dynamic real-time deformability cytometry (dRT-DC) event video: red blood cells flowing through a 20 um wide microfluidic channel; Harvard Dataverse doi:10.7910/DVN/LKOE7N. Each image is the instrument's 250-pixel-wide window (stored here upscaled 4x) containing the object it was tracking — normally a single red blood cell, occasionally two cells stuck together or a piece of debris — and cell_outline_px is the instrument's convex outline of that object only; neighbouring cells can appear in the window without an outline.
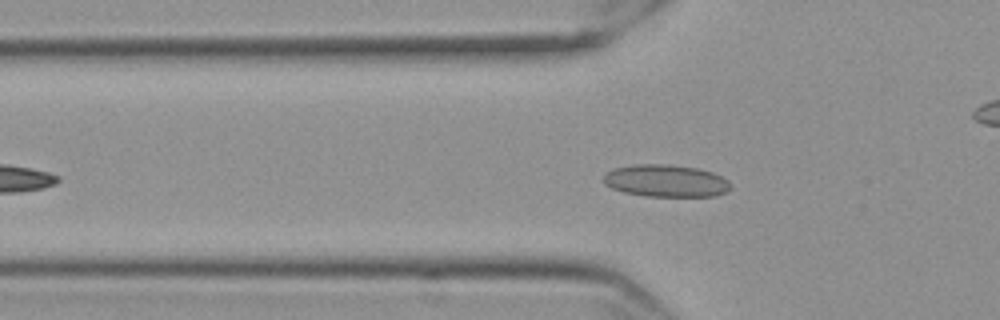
{"species": "Egyptian fruit bat (a non-hibernating species)", "species_latin": "Rousettus aegyptiacus", "temperature_condition": "cold", "stored_images_in_passage": 49, "camera_frame_rate_fps": 3000, "um_per_image_px": 0.085, "frame": {"image": 1, "passage_image": 14, "time_ms": 4.333, "image_size_px": [1000, 320], "cell_outline_px": [[732, 188], [728, 192], [712, 196], [644, 196], [624, 192], [612, 188], [604, 184], [604, 176], [612, 168], [636, 164], [668, 164], [696, 168], [712, 172], [728, 180], [732, 184]], "centroid_in_image_um": [56.62, 15.37], "position_along_channel_um": 69.2, "area_um2": 23.99}}
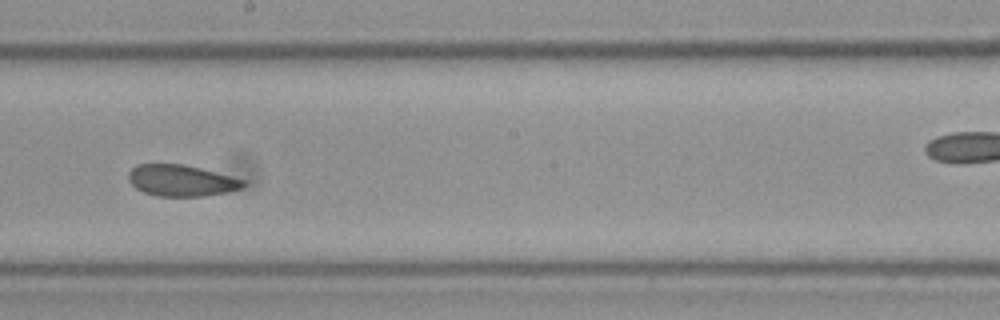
{"frame": {"image": 2, "passage_image": 28, "time_ms": 9.0, "image_size_px": [1000, 320], "cell_outline_px": [[244, 184], [240, 188], [224, 192], [204, 196], [156, 196], [144, 192], [136, 188], [128, 180], [128, 172], [136, 164], [184, 164], [232, 176], [244, 180]], "centroid_in_image_um": [15.36, 15.34], "position_along_channel_um": 232.8, "area_um2": 20.81}}
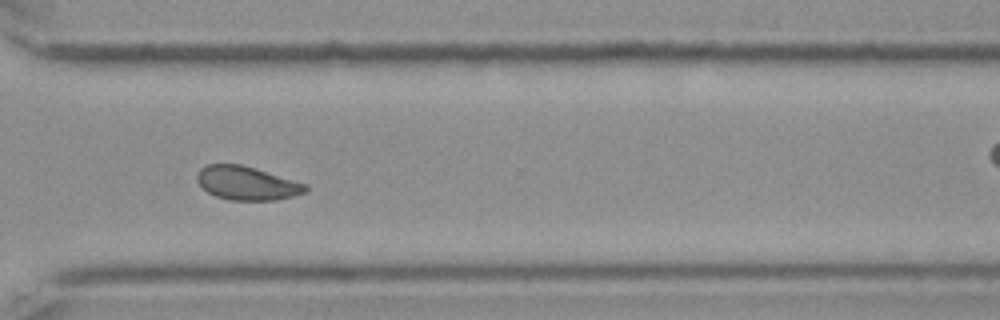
{"frame": {"image": 3, "passage_image": 38, "time_ms": 12.333, "image_size_px": [1000, 320], "cell_outline_px": [[308, 188], [304, 192], [292, 196], [276, 200], [228, 200], [216, 196], [208, 192], [196, 180], [196, 176], [200, 168], [208, 164], [240, 164], [256, 168], [308, 184]], "centroid_in_image_um": [20.98, 15.56], "position_along_channel_um": 349.6, "area_um2": 21.27}, "authors_computed_cell_mechanics": {"area_um2": 21.386, "velocity_mm_per_s": 3.5034, "shape_relaxation_time_tau1_ms": null, "shape_relaxation_time_tau2_ms": 1.7365, "deformation_change_tau1": null, "deformation_change_tau2": 0.0616}}